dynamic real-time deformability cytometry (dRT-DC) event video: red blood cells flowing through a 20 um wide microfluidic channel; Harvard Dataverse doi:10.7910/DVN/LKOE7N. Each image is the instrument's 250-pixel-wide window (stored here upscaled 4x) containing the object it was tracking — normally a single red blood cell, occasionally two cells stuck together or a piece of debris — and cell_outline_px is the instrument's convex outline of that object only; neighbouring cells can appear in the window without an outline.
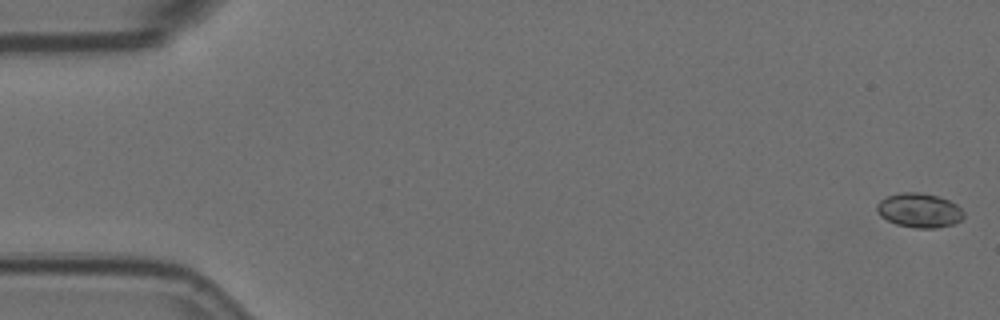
{"species": "Egyptian fruit bat (a non-hibernating species)", "species_latin": "Rousettus aegyptiacus", "temperature_condition": "room temperature", "stored_images_in_passage": 3, "segment_of_instrument_passage": [2, 2], "camera_frame_rate_fps": 3000, "um_per_image_px": 0.085, "animal": {"sex": "female"}, "frame": {"image": 1, "passage_image": 3, "time_ms": 0.667, "image_size_px": [1000, 320], "cell_outline_px": [[964, 216], [960, 220], [952, 224], [936, 228], [916, 228], [896, 224], [880, 216], [876, 212], [876, 204], [880, 200], [888, 196], [904, 192], [920, 192], [936, 196], [948, 200], [956, 204], [964, 212]], "centroid_in_image_um": [78.11, 17.88], "position_along_channel_um": 6.9, "area_um2": 17.28}}